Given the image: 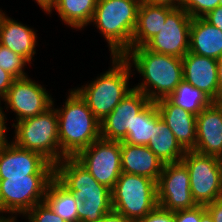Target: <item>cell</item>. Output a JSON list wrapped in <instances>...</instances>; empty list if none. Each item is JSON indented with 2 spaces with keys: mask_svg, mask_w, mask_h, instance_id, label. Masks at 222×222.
I'll return each mask as SVG.
<instances>
[{
  "mask_svg": "<svg viewBox=\"0 0 222 222\" xmlns=\"http://www.w3.org/2000/svg\"><path fill=\"white\" fill-rule=\"evenodd\" d=\"M55 178L78 201V222H98L112 210L111 189L98 183L74 157L55 165Z\"/></svg>",
  "mask_w": 222,
  "mask_h": 222,
  "instance_id": "1",
  "label": "cell"
},
{
  "mask_svg": "<svg viewBox=\"0 0 222 222\" xmlns=\"http://www.w3.org/2000/svg\"><path fill=\"white\" fill-rule=\"evenodd\" d=\"M123 57L131 60L144 78L134 89L141 91L153 102L167 98L183 80L182 58L155 53L145 46L131 48Z\"/></svg>",
  "mask_w": 222,
  "mask_h": 222,
  "instance_id": "2",
  "label": "cell"
},
{
  "mask_svg": "<svg viewBox=\"0 0 222 222\" xmlns=\"http://www.w3.org/2000/svg\"><path fill=\"white\" fill-rule=\"evenodd\" d=\"M63 107L55 109L60 150L66 157H75L101 137L100 121L75 90L70 91Z\"/></svg>",
  "mask_w": 222,
  "mask_h": 222,
  "instance_id": "3",
  "label": "cell"
},
{
  "mask_svg": "<svg viewBox=\"0 0 222 222\" xmlns=\"http://www.w3.org/2000/svg\"><path fill=\"white\" fill-rule=\"evenodd\" d=\"M141 0H98L91 22L109 44L112 56H123L131 49Z\"/></svg>",
  "mask_w": 222,
  "mask_h": 222,
  "instance_id": "4",
  "label": "cell"
},
{
  "mask_svg": "<svg viewBox=\"0 0 222 222\" xmlns=\"http://www.w3.org/2000/svg\"><path fill=\"white\" fill-rule=\"evenodd\" d=\"M112 68L89 85L74 89L94 116L103 120L134 88L128 87L132 64L123 56H112Z\"/></svg>",
  "mask_w": 222,
  "mask_h": 222,
  "instance_id": "5",
  "label": "cell"
},
{
  "mask_svg": "<svg viewBox=\"0 0 222 222\" xmlns=\"http://www.w3.org/2000/svg\"><path fill=\"white\" fill-rule=\"evenodd\" d=\"M17 146L41 154L54 166L66 156L60 150L57 112L52 105L45 112L13 124Z\"/></svg>",
  "mask_w": 222,
  "mask_h": 222,
  "instance_id": "6",
  "label": "cell"
},
{
  "mask_svg": "<svg viewBox=\"0 0 222 222\" xmlns=\"http://www.w3.org/2000/svg\"><path fill=\"white\" fill-rule=\"evenodd\" d=\"M112 192V209L132 222H138L158 206L157 182L121 173Z\"/></svg>",
  "mask_w": 222,
  "mask_h": 222,
  "instance_id": "7",
  "label": "cell"
},
{
  "mask_svg": "<svg viewBox=\"0 0 222 222\" xmlns=\"http://www.w3.org/2000/svg\"><path fill=\"white\" fill-rule=\"evenodd\" d=\"M181 162L190 176V190L197 205L222 198V159L186 151Z\"/></svg>",
  "mask_w": 222,
  "mask_h": 222,
  "instance_id": "8",
  "label": "cell"
},
{
  "mask_svg": "<svg viewBox=\"0 0 222 222\" xmlns=\"http://www.w3.org/2000/svg\"><path fill=\"white\" fill-rule=\"evenodd\" d=\"M55 175H27L0 179V213L23 214L43 202L49 182Z\"/></svg>",
  "mask_w": 222,
  "mask_h": 222,
  "instance_id": "9",
  "label": "cell"
},
{
  "mask_svg": "<svg viewBox=\"0 0 222 222\" xmlns=\"http://www.w3.org/2000/svg\"><path fill=\"white\" fill-rule=\"evenodd\" d=\"M94 179L111 190L121 170V141L99 138L74 157Z\"/></svg>",
  "mask_w": 222,
  "mask_h": 222,
  "instance_id": "10",
  "label": "cell"
},
{
  "mask_svg": "<svg viewBox=\"0 0 222 222\" xmlns=\"http://www.w3.org/2000/svg\"><path fill=\"white\" fill-rule=\"evenodd\" d=\"M157 201L161 208L175 212L197 206L190 190V176L180 161L166 163L157 181Z\"/></svg>",
  "mask_w": 222,
  "mask_h": 222,
  "instance_id": "11",
  "label": "cell"
},
{
  "mask_svg": "<svg viewBox=\"0 0 222 222\" xmlns=\"http://www.w3.org/2000/svg\"><path fill=\"white\" fill-rule=\"evenodd\" d=\"M192 17L175 8L166 18L160 32L144 46L155 53L183 58L189 52Z\"/></svg>",
  "mask_w": 222,
  "mask_h": 222,
  "instance_id": "12",
  "label": "cell"
},
{
  "mask_svg": "<svg viewBox=\"0 0 222 222\" xmlns=\"http://www.w3.org/2000/svg\"><path fill=\"white\" fill-rule=\"evenodd\" d=\"M55 175V166L41 154L9 142L0 148V179Z\"/></svg>",
  "mask_w": 222,
  "mask_h": 222,
  "instance_id": "13",
  "label": "cell"
},
{
  "mask_svg": "<svg viewBox=\"0 0 222 222\" xmlns=\"http://www.w3.org/2000/svg\"><path fill=\"white\" fill-rule=\"evenodd\" d=\"M2 100L17 114V122L45 112L54 103L46 89L28 77L15 79Z\"/></svg>",
  "mask_w": 222,
  "mask_h": 222,
  "instance_id": "14",
  "label": "cell"
},
{
  "mask_svg": "<svg viewBox=\"0 0 222 222\" xmlns=\"http://www.w3.org/2000/svg\"><path fill=\"white\" fill-rule=\"evenodd\" d=\"M151 100L141 91L133 89L114 110L100 121V136L106 140L123 141L131 132L132 122Z\"/></svg>",
  "mask_w": 222,
  "mask_h": 222,
  "instance_id": "15",
  "label": "cell"
},
{
  "mask_svg": "<svg viewBox=\"0 0 222 222\" xmlns=\"http://www.w3.org/2000/svg\"><path fill=\"white\" fill-rule=\"evenodd\" d=\"M222 159V102L213 101L196 117V145L192 150Z\"/></svg>",
  "mask_w": 222,
  "mask_h": 222,
  "instance_id": "16",
  "label": "cell"
},
{
  "mask_svg": "<svg viewBox=\"0 0 222 222\" xmlns=\"http://www.w3.org/2000/svg\"><path fill=\"white\" fill-rule=\"evenodd\" d=\"M183 79L218 102L217 60L188 52L182 58Z\"/></svg>",
  "mask_w": 222,
  "mask_h": 222,
  "instance_id": "17",
  "label": "cell"
},
{
  "mask_svg": "<svg viewBox=\"0 0 222 222\" xmlns=\"http://www.w3.org/2000/svg\"><path fill=\"white\" fill-rule=\"evenodd\" d=\"M163 121L170 128L180 145L192 151L196 145V115L175 106L167 98L155 101Z\"/></svg>",
  "mask_w": 222,
  "mask_h": 222,
  "instance_id": "18",
  "label": "cell"
},
{
  "mask_svg": "<svg viewBox=\"0 0 222 222\" xmlns=\"http://www.w3.org/2000/svg\"><path fill=\"white\" fill-rule=\"evenodd\" d=\"M163 163L146 145H131L121 141V170L158 181Z\"/></svg>",
  "mask_w": 222,
  "mask_h": 222,
  "instance_id": "19",
  "label": "cell"
},
{
  "mask_svg": "<svg viewBox=\"0 0 222 222\" xmlns=\"http://www.w3.org/2000/svg\"><path fill=\"white\" fill-rule=\"evenodd\" d=\"M36 33L31 28L6 17L0 16V44L25 58L29 63L35 55Z\"/></svg>",
  "mask_w": 222,
  "mask_h": 222,
  "instance_id": "20",
  "label": "cell"
},
{
  "mask_svg": "<svg viewBox=\"0 0 222 222\" xmlns=\"http://www.w3.org/2000/svg\"><path fill=\"white\" fill-rule=\"evenodd\" d=\"M174 8L140 2L137 12V23L132 35L131 48L144 46L165 24L167 16Z\"/></svg>",
  "mask_w": 222,
  "mask_h": 222,
  "instance_id": "21",
  "label": "cell"
},
{
  "mask_svg": "<svg viewBox=\"0 0 222 222\" xmlns=\"http://www.w3.org/2000/svg\"><path fill=\"white\" fill-rule=\"evenodd\" d=\"M189 52L217 60L222 56V31L203 17L192 18Z\"/></svg>",
  "mask_w": 222,
  "mask_h": 222,
  "instance_id": "22",
  "label": "cell"
},
{
  "mask_svg": "<svg viewBox=\"0 0 222 222\" xmlns=\"http://www.w3.org/2000/svg\"><path fill=\"white\" fill-rule=\"evenodd\" d=\"M147 147L163 164L180 162L186 153L159 112L156 113V125Z\"/></svg>",
  "mask_w": 222,
  "mask_h": 222,
  "instance_id": "23",
  "label": "cell"
},
{
  "mask_svg": "<svg viewBox=\"0 0 222 222\" xmlns=\"http://www.w3.org/2000/svg\"><path fill=\"white\" fill-rule=\"evenodd\" d=\"M44 202L66 222H78V201L55 177L49 182Z\"/></svg>",
  "mask_w": 222,
  "mask_h": 222,
  "instance_id": "24",
  "label": "cell"
},
{
  "mask_svg": "<svg viewBox=\"0 0 222 222\" xmlns=\"http://www.w3.org/2000/svg\"><path fill=\"white\" fill-rule=\"evenodd\" d=\"M98 0H57L48 11L55 9L64 23L73 28H83L91 23Z\"/></svg>",
  "mask_w": 222,
  "mask_h": 222,
  "instance_id": "25",
  "label": "cell"
},
{
  "mask_svg": "<svg viewBox=\"0 0 222 222\" xmlns=\"http://www.w3.org/2000/svg\"><path fill=\"white\" fill-rule=\"evenodd\" d=\"M167 99L175 106L181 107L196 116L213 102L202 90L194 87L184 79Z\"/></svg>",
  "mask_w": 222,
  "mask_h": 222,
  "instance_id": "26",
  "label": "cell"
},
{
  "mask_svg": "<svg viewBox=\"0 0 222 222\" xmlns=\"http://www.w3.org/2000/svg\"><path fill=\"white\" fill-rule=\"evenodd\" d=\"M158 108L155 102L151 101L132 122L131 132L123 140L131 145H148L152 136L153 128L156 125V113Z\"/></svg>",
  "mask_w": 222,
  "mask_h": 222,
  "instance_id": "27",
  "label": "cell"
},
{
  "mask_svg": "<svg viewBox=\"0 0 222 222\" xmlns=\"http://www.w3.org/2000/svg\"><path fill=\"white\" fill-rule=\"evenodd\" d=\"M29 63L25 58L0 44V68L7 71L15 79L28 77L23 68Z\"/></svg>",
  "mask_w": 222,
  "mask_h": 222,
  "instance_id": "28",
  "label": "cell"
},
{
  "mask_svg": "<svg viewBox=\"0 0 222 222\" xmlns=\"http://www.w3.org/2000/svg\"><path fill=\"white\" fill-rule=\"evenodd\" d=\"M222 4V0H181L183 8L192 18L204 17L208 12Z\"/></svg>",
  "mask_w": 222,
  "mask_h": 222,
  "instance_id": "29",
  "label": "cell"
},
{
  "mask_svg": "<svg viewBox=\"0 0 222 222\" xmlns=\"http://www.w3.org/2000/svg\"><path fill=\"white\" fill-rule=\"evenodd\" d=\"M25 216L28 217L29 222H66L55 214L44 201L36 204Z\"/></svg>",
  "mask_w": 222,
  "mask_h": 222,
  "instance_id": "30",
  "label": "cell"
},
{
  "mask_svg": "<svg viewBox=\"0 0 222 222\" xmlns=\"http://www.w3.org/2000/svg\"><path fill=\"white\" fill-rule=\"evenodd\" d=\"M138 222H175L174 212L157 206Z\"/></svg>",
  "mask_w": 222,
  "mask_h": 222,
  "instance_id": "31",
  "label": "cell"
},
{
  "mask_svg": "<svg viewBox=\"0 0 222 222\" xmlns=\"http://www.w3.org/2000/svg\"><path fill=\"white\" fill-rule=\"evenodd\" d=\"M175 222H200L201 205L192 209L178 210L174 212Z\"/></svg>",
  "mask_w": 222,
  "mask_h": 222,
  "instance_id": "32",
  "label": "cell"
},
{
  "mask_svg": "<svg viewBox=\"0 0 222 222\" xmlns=\"http://www.w3.org/2000/svg\"><path fill=\"white\" fill-rule=\"evenodd\" d=\"M203 18L222 31V4L208 12Z\"/></svg>",
  "mask_w": 222,
  "mask_h": 222,
  "instance_id": "33",
  "label": "cell"
},
{
  "mask_svg": "<svg viewBox=\"0 0 222 222\" xmlns=\"http://www.w3.org/2000/svg\"><path fill=\"white\" fill-rule=\"evenodd\" d=\"M15 78L7 71L0 68V98L3 99L8 93Z\"/></svg>",
  "mask_w": 222,
  "mask_h": 222,
  "instance_id": "34",
  "label": "cell"
},
{
  "mask_svg": "<svg viewBox=\"0 0 222 222\" xmlns=\"http://www.w3.org/2000/svg\"><path fill=\"white\" fill-rule=\"evenodd\" d=\"M205 209L212 216L213 222H222V198L205 205Z\"/></svg>",
  "mask_w": 222,
  "mask_h": 222,
  "instance_id": "35",
  "label": "cell"
},
{
  "mask_svg": "<svg viewBox=\"0 0 222 222\" xmlns=\"http://www.w3.org/2000/svg\"><path fill=\"white\" fill-rule=\"evenodd\" d=\"M98 222H132L113 209L106 213Z\"/></svg>",
  "mask_w": 222,
  "mask_h": 222,
  "instance_id": "36",
  "label": "cell"
},
{
  "mask_svg": "<svg viewBox=\"0 0 222 222\" xmlns=\"http://www.w3.org/2000/svg\"><path fill=\"white\" fill-rule=\"evenodd\" d=\"M6 117L4 112L2 111V107H0V148L4 147L8 144V140L6 139Z\"/></svg>",
  "mask_w": 222,
  "mask_h": 222,
  "instance_id": "37",
  "label": "cell"
},
{
  "mask_svg": "<svg viewBox=\"0 0 222 222\" xmlns=\"http://www.w3.org/2000/svg\"><path fill=\"white\" fill-rule=\"evenodd\" d=\"M142 2H146L154 5H164L171 8H179L181 0H141Z\"/></svg>",
  "mask_w": 222,
  "mask_h": 222,
  "instance_id": "38",
  "label": "cell"
},
{
  "mask_svg": "<svg viewBox=\"0 0 222 222\" xmlns=\"http://www.w3.org/2000/svg\"><path fill=\"white\" fill-rule=\"evenodd\" d=\"M218 69V102H222V56L217 59Z\"/></svg>",
  "mask_w": 222,
  "mask_h": 222,
  "instance_id": "39",
  "label": "cell"
},
{
  "mask_svg": "<svg viewBox=\"0 0 222 222\" xmlns=\"http://www.w3.org/2000/svg\"><path fill=\"white\" fill-rule=\"evenodd\" d=\"M57 0H36L37 4L42 7L46 13L53 7Z\"/></svg>",
  "mask_w": 222,
  "mask_h": 222,
  "instance_id": "40",
  "label": "cell"
},
{
  "mask_svg": "<svg viewBox=\"0 0 222 222\" xmlns=\"http://www.w3.org/2000/svg\"><path fill=\"white\" fill-rule=\"evenodd\" d=\"M200 222H213L212 216L205 209L204 205H201V220H200Z\"/></svg>",
  "mask_w": 222,
  "mask_h": 222,
  "instance_id": "41",
  "label": "cell"
},
{
  "mask_svg": "<svg viewBox=\"0 0 222 222\" xmlns=\"http://www.w3.org/2000/svg\"><path fill=\"white\" fill-rule=\"evenodd\" d=\"M15 216L13 217H11L10 216V218L9 217H4V216H0V222H15Z\"/></svg>",
  "mask_w": 222,
  "mask_h": 222,
  "instance_id": "42",
  "label": "cell"
}]
</instances>
